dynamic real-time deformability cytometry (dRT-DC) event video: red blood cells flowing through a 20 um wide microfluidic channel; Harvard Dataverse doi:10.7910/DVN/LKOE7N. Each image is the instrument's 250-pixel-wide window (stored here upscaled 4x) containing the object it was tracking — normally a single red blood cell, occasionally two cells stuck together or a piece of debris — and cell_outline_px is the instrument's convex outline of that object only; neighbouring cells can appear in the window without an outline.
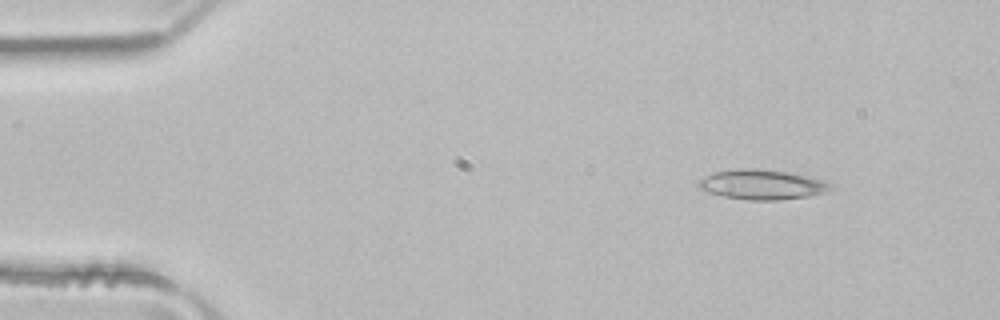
{"species": "common noctule bat (a hibernating species)", "species_latin": "Nyctalus noctula", "temperature_condition": "room temperature", "stored_images_in_passage": 4, "camera_frame_rate_fps": 3000, "um_per_image_px": 0.085, "animal": {"sex": "male", "body_mass_g": 21.5, "forearm_length_mm": 52.0}, "frame": {"image": 1, "passage_image": 2, "time_ms": 0.333, "image_size_px": [1000, 320], "cell_outline_px": [[836, 188], [828, 192], [808, 196], [780, 200], [748, 200], [724, 196], [708, 192], [700, 188], [696, 184], [700, 180], [712, 172], [736, 168], [756, 168], [788, 172], [808, 176], [832, 184]], "centroid_in_image_um": [64.8, 15.68], "position_along_channel_um": 20.2, "area_um2": 23.12}}